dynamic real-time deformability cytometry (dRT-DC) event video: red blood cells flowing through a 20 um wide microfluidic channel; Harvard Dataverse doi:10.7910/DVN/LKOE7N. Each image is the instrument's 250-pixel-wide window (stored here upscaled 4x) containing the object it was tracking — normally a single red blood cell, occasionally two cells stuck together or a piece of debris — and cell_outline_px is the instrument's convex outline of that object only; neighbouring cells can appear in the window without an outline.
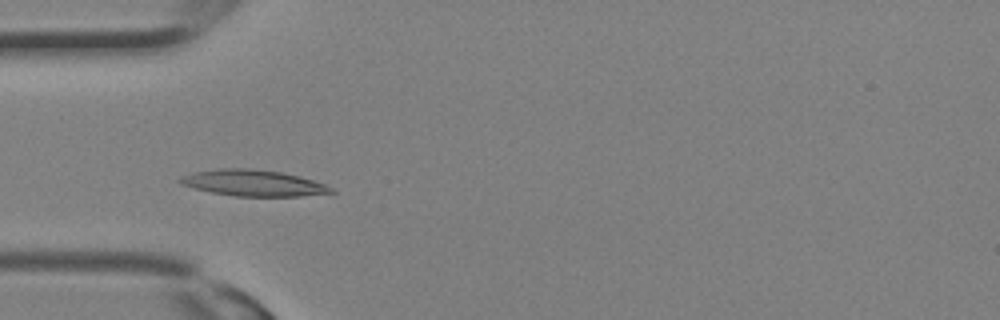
{"species": "Egyptian fruit bat (a non-hibernating species)", "species_latin": "Rousettus aegyptiacus", "temperature_condition": "room temperature", "stored_images_in_passage": 30, "camera_frame_rate_fps": 3000, "um_per_image_px": 0.085, "animal": {"sex": "female"}, "frame": {"image": 1, "passage_image": 8, "time_ms": 2.333, "image_size_px": [1000, 320], "cell_outline_px": [[336, 192], [300, 196], [236, 196], [212, 192], [180, 184], [176, 180], [180, 176], [196, 172], [220, 168], [252, 168], [280, 172], [300, 176], [324, 184], [332, 188]], "centroid_in_image_um": [21.51, 15.55], "position_along_channel_um": 63.5, "area_um2": 22.89}}
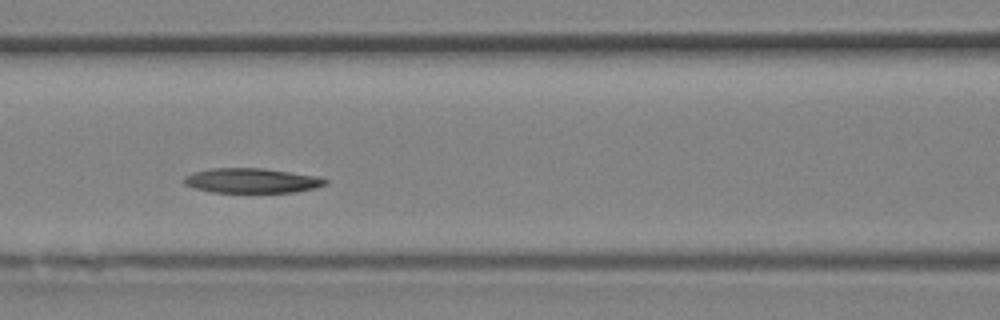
{"frame": {"image": 2, "passage_image": 12, "time_ms": 3.667, "image_size_px": [1000, 320], "cell_outline_px": [[328, 184], [316, 188], [296, 192], [212, 192], [196, 188], [184, 184], [184, 176], [192, 172], [212, 168], [264, 168], [320, 176], [328, 180]], "centroid_in_image_um": [21.45, 15.34], "position_along_channel_um": 145.2, "area_um2": 20.58}}
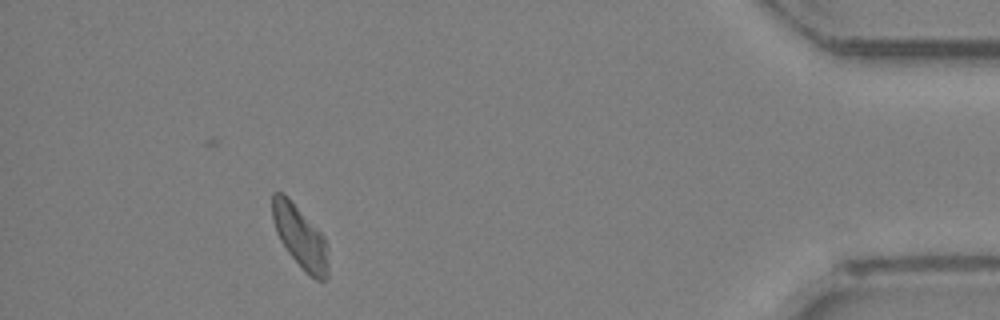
{"frame": {"image": 3, "passage_image": 27, "time_ms": 8.667, "image_size_px": [1000, 320], "cell_outline_px": [[328, 276], [324, 280], [316, 280], [304, 272], [288, 252], [280, 240], [276, 232], [272, 220], [272, 192], [284, 192], [288, 196], [324, 236], [328, 248]], "centroid_in_image_um": [25.51, 20.13], "position_along_channel_um": 409.7, "area_um2": 20.58}}